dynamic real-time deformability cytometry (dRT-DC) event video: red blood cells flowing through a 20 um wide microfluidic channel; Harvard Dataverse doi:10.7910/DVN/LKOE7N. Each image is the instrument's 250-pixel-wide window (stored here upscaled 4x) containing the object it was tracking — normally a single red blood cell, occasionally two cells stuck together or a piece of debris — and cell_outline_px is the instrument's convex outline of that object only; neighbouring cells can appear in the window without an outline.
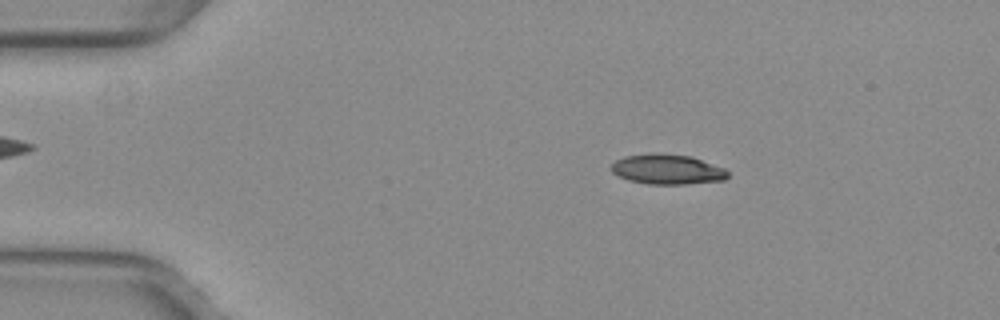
{"species": "common noctule bat (a hibernating species)", "species_latin": "Nyctalus noctula", "temperature_condition": "warm", "stored_images_in_passage": 51, "camera_frame_rate_fps": 3000, "um_per_image_px": 0.085, "animal": {"sex": "female", "body_mass_g": 29.2, "forearm_length_mm": 56.3}, "frame": {"image": 1, "passage_image": 9, "time_ms": 2.667, "image_size_px": [1000, 320], "cell_outline_px": [[728, 176], [724, 180], [688, 184], [648, 184], [628, 180], [612, 172], [612, 164], [616, 160], [624, 156], [692, 156], [724, 168], [728, 172]], "centroid_in_image_um": [56.77, 14.45], "position_along_channel_um": 28.2, "area_um2": 19.48}}
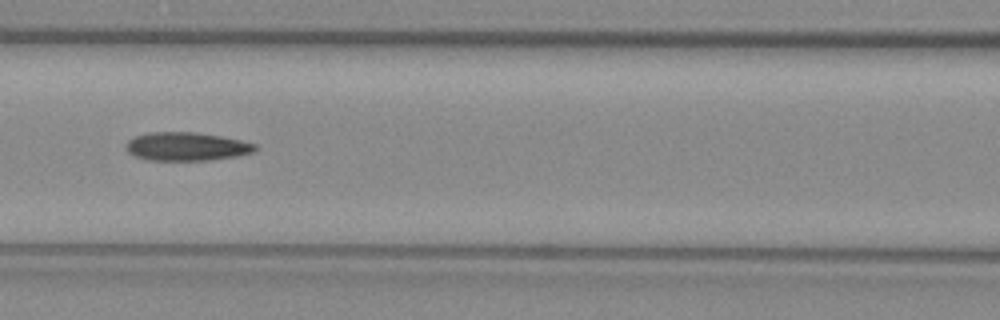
{"frame": {"image": 2, "passage_image": 23, "time_ms": 7.333, "image_size_px": [1000, 320], "cell_outline_px": [[256, 148], [252, 152], [236, 156], [208, 160], [148, 160], [136, 156], [128, 152], [128, 140], [136, 136], [148, 132], [196, 132], [220, 136], [240, 140], [256, 144]], "centroid_in_image_um": [15.86, 12.45], "position_along_channel_um": 150.7, "area_um2": 21.1}}
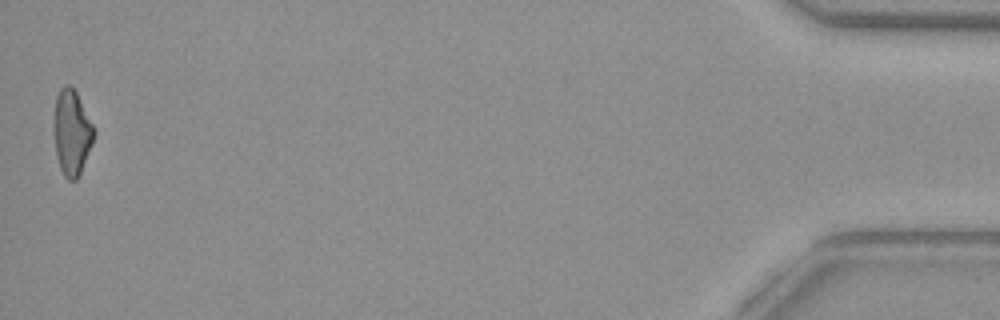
{"frame": {"image": 3, "passage_image": 51, "time_ms": 16.667, "image_size_px": [1000, 320], "cell_outline_px": [[96, 132], [92, 144], [80, 172], [76, 180], [68, 180], [64, 176], [60, 168], [56, 156], [56, 96], [60, 88], [68, 84], [76, 92], [96, 128]], "centroid_in_image_um": [6.15, 11.27], "position_along_channel_um": 429.0, "area_um2": 19.36}, "authors_computed_cell_mechanics": {"area_um2": 20.8658, "velocity_mm_per_s": 4.0322, "shape_relaxation_time_tau1_ms": 6.1883, "shape_relaxation_time_tau2_ms": 4.0153, "deformation_change_tau1": 0.1871, "deformation_change_tau2": 0.1343}}